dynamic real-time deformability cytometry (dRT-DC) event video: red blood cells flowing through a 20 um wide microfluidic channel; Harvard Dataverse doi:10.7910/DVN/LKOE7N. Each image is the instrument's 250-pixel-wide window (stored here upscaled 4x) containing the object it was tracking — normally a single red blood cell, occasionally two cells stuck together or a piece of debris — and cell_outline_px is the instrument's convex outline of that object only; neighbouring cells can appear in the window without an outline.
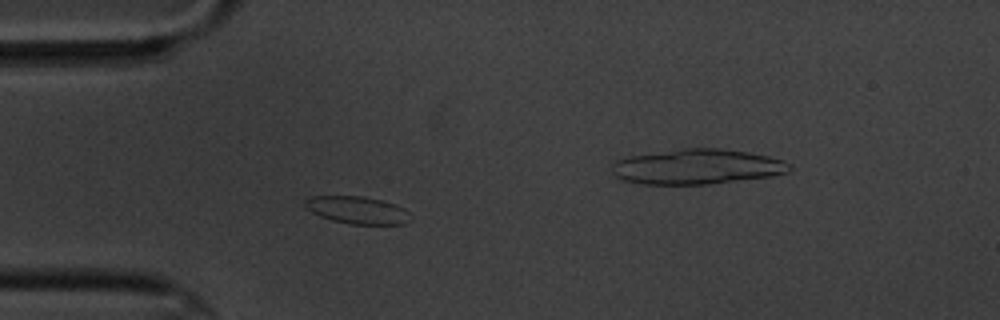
{"species": "common noctule bat (a hibernating species)", "species_latin": "Nyctalus noctula", "temperature_condition": "cold", "stored_images_in_passage": 4, "camera_frame_rate_fps": 3000, "um_per_image_px": 0.085, "animal": {"sex": "male", "body_mass_g": 20.1, "forearm_length_mm": 53.5}, "frame": {"image": 1, "passage_image": 3, "time_ms": 2.333, "image_size_px": [1000, 320], "cell_outline_px": [[412, 220], [404, 224], [348, 224], [332, 220], [320, 216], [312, 212], [304, 204], [304, 200], [312, 196], [364, 196], [396, 204], [404, 208], [412, 216]], "centroid_in_image_um": [30.41, 17.86], "position_along_channel_um": 54.6, "area_um2": 16.94}}